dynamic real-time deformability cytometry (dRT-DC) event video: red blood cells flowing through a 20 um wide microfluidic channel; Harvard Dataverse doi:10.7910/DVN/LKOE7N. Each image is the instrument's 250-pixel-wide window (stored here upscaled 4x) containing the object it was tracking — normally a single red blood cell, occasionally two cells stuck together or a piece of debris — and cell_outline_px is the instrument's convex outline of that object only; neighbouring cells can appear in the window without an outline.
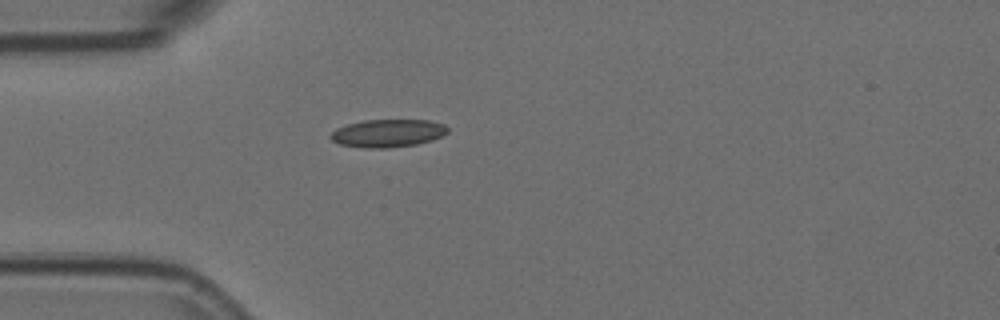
{"species": "Egyptian fruit bat (a non-hibernating species)", "species_latin": "Rousettus aegyptiacus", "temperature_condition": "room temperature", "stored_images_in_passage": 1, "camera_frame_rate_fps": 3000, "um_per_image_px": 0.085, "animal": {"sex": "female"}, "frame": {"image": 1, "passage_image": 1, "time_ms": 0.0, "image_size_px": [1000, 320], "cell_outline_px": [[448, 132], [432, 140], [416, 144], [388, 148], [364, 148], [340, 144], [332, 140], [328, 136], [336, 128], [348, 124], [364, 120], [428, 120], [444, 124], [448, 128]], "centroid_in_image_um": [32.94, 11.32], "position_along_channel_um": 52.1, "area_um2": 18.96}}